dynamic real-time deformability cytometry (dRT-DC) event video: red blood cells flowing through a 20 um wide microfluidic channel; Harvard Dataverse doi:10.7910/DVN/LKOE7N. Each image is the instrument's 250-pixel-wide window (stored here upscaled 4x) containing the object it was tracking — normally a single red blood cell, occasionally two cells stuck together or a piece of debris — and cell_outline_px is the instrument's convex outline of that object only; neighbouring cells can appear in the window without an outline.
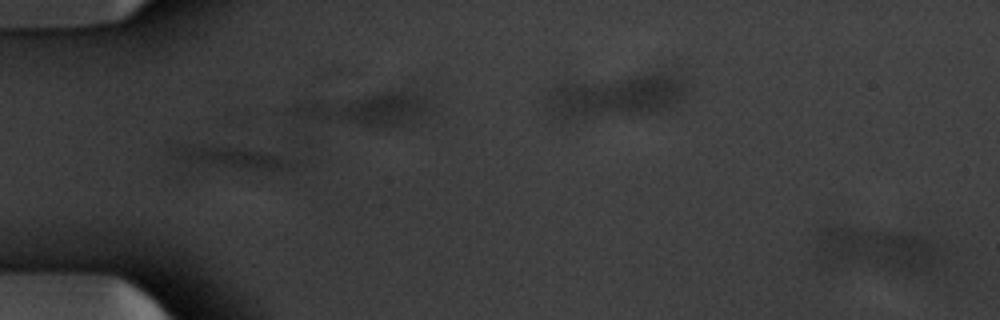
{"species": "common noctule bat (a hibernating species)", "species_latin": "Nyctalus noctula", "temperature_condition": "warm", "stored_images_in_passage": 52, "camera_frame_rate_fps": 3000, "um_per_image_px": 0.085, "animal": {"sex": "male", "body_mass_g": 20.1, "forearm_length_mm": 53.5}, "frame": {"image": 1, "passage_image": 1, "time_ms": 0.0, "image_size_px": [1000, 320], "cell_outline_px": [[936, 256], [928, 264], [920, 268], [912, 268], [816, 256], [816, 232], [820, 228], [840, 224], [844, 224], [908, 232], [928, 236], [936, 244]], "centroid_in_image_um": [74.39, 20.9], "position_along_channel_um": 10.6, "area_um2": 28.73}}
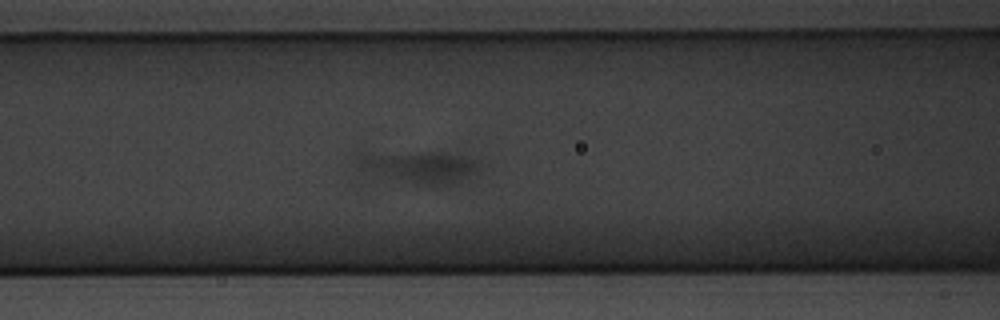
{"frame": {"image": 2, "passage_image": 22, "time_ms": 7.0, "image_size_px": [1000, 320], "cell_outline_px": [[480, 164], [472, 172], [460, 180], [444, 184], [428, 184], [384, 176], [356, 168], [352, 152], [444, 152], [464, 156], [476, 160]], "centroid_in_image_um": [35.44, 14.1], "position_along_channel_um": 131.2, "area_um2": 22.25}}
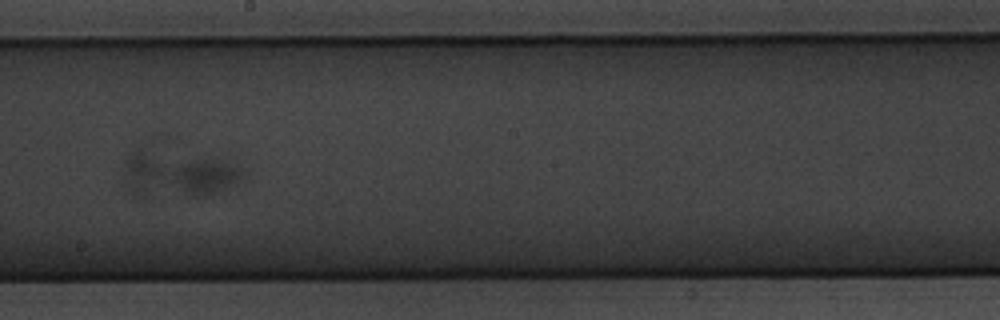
{"frame": {"image": 3, "passage_image": 30, "time_ms": 9.667, "image_size_px": [1000, 320], "cell_outline_px": [[244, 176], [236, 184], [216, 192], [196, 196], [192, 196], [136, 188], [128, 172], [124, 160], [136, 148], [140, 148], [228, 156], [244, 168]], "centroid_in_image_um": [15.48, 14.6], "position_along_channel_um": 232.7, "area_um2": 31.15}}